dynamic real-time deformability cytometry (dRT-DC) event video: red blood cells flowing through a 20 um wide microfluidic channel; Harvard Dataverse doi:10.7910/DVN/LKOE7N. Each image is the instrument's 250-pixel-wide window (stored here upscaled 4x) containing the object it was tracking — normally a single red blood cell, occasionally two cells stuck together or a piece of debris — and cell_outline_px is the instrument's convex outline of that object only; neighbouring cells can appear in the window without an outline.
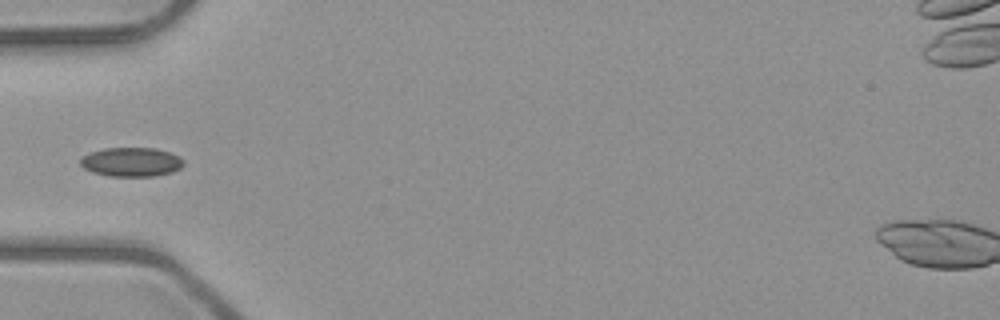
{"species": "common noctule bat (a hibernating species)", "species_latin": "Nyctalus noctula", "temperature_condition": "room temperature", "stored_images_in_passage": 6, "camera_frame_rate_fps": 3000, "um_per_image_px": 0.085, "animal": {"sex": "male", "body_mass_g": 23.1, "forearm_length_mm": 52.7}, "frame": {"image": 1, "passage_image": 5, "time_ms": 5.667, "image_size_px": [1000, 320], "cell_outline_px": [[184, 164], [180, 168], [172, 172], [152, 176], [108, 176], [92, 172], [84, 168], [80, 164], [80, 156], [104, 148], [156, 148], [180, 156], [184, 160]], "centroid_in_image_um": [11.16, 13.77], "position_along_channel_um": 73.8, "area_um2": 17.57}}
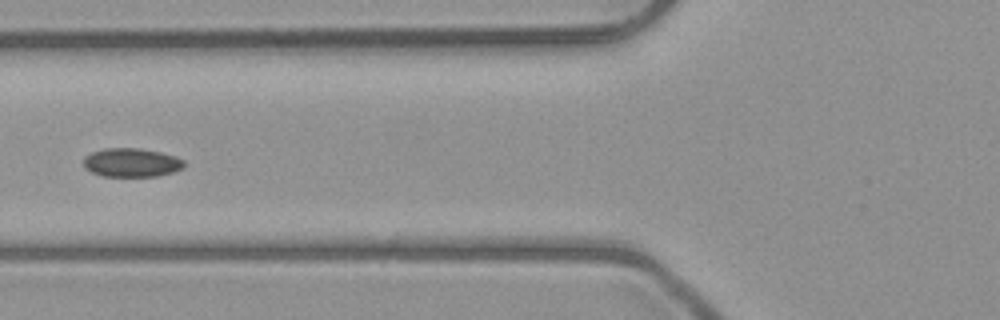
{"frame": {"image": 2, "passage_image": 6, "time_ms": 6.667, "image_size_px": [1000, 320], "cell_outline_px": [[184, 168], [160, 176], [104, 176], [92, 172], [84, 168], [84, 156], [92, 152], [104, 148], [140, 148], [160, 152], [176, 156], [184, 160]], "centroid_in_image_um": [11.19, 13.81], "position_along_channel_um": 114.6, "area_um2": 16.94}}